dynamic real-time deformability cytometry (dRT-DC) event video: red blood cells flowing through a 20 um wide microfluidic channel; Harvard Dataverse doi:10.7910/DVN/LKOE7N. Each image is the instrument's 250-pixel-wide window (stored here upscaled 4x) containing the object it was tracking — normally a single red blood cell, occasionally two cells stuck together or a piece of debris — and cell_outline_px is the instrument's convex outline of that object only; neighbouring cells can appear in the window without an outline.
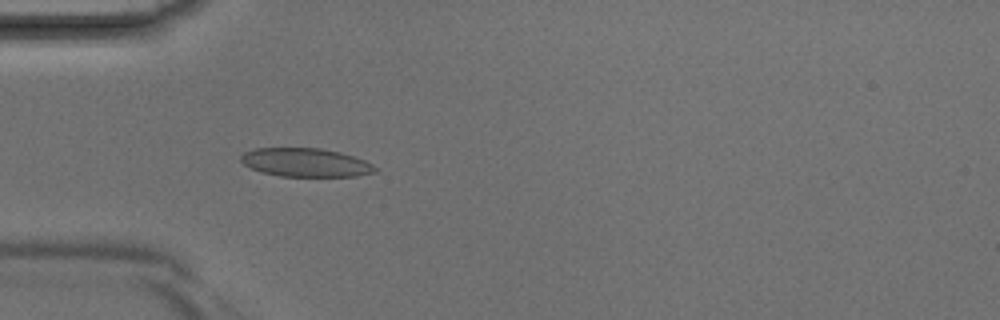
{"species": "Egyptian fruit bat (a non-hibernating species)", "species_latin": "Rousettus aegyptiacus", "temperature_condition": "room temperature", "stored_images_in_passage": 3, "camera_frame_rate_fps": 3000, "um_per_image_px": 0.085, "animal": {"sex": "male"}, "frame": {"image": 1, "passage_image": 3, "time_ms": 0.667, "image_size_px": [1000, 320], "cell_outline_px": [[376, 172], [356, 176], [280, 176], [260, 172], [244, 164], [240, 160], [240, 156], [244, 152], [256, 148], [320, 148], [340, 152], [364, 160], [372, 164], [376, 168]], "centroid_in_image_um": [25.96, 13.81], "position_along_channel_um": 59.0, "area_um2": 22.25}}